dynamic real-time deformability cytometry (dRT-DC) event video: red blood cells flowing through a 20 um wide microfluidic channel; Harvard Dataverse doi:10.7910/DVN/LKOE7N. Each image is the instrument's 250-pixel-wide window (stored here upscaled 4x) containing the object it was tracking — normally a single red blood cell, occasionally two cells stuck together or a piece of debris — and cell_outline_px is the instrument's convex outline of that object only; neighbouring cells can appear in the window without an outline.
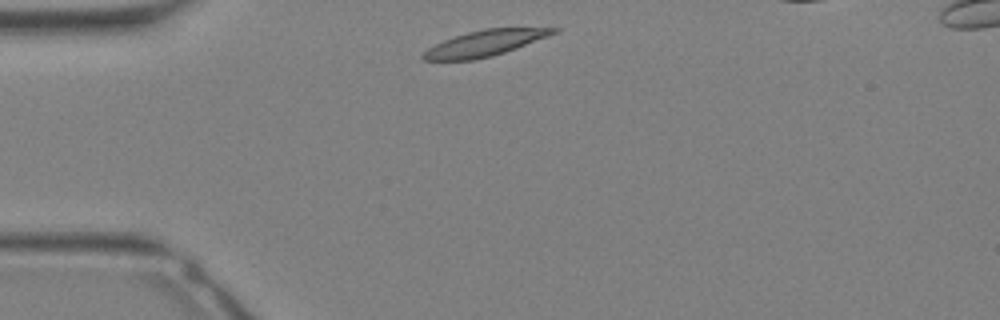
{"species": "Egyptian fruit bat (a non-hibernating species)", "species_latin": "Rousettus aegyptiacus", "temperature_condition": "warm", "stored_images_in_passage": 5, "camera_frame_rate_fps": 3000, "um_per_image_px": 0.085, "animal": {"sex": "female"}, "frame": {"image": 1, "passage_image": 1, "time_ms": 0.0, "image_size_px": [1000, 320], "cell_outline_px": [[560, 28], [556, 32], [548, 36], [516, 48], [492, 56], [472, 60], [424, 60], [420, 56], [428, 48], [444, 40], [468, 32], [484, 28]], "centroid_in_image_um": [41.19, 3.67], "position_along_channel_um": 43.8, "area_um2": 19.25}}
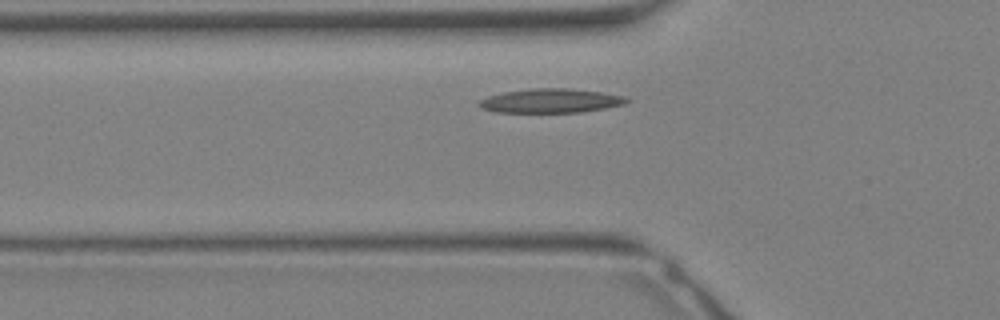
{"frame": {"image": 2, "passage_image": 4, "time_ms": 1.0, "image_size_px": [1000, 320], "cell_outline_px": [[632, 100], [624, 104], [604, 108], [580, 112], [496, 112], [480, 108], [476, 104], [480, 100], [488, 96], [504, 92], [528, 88], [568, 88], [600, 92], [624, 96]], "centroid_in_image_um": [46.78, 8.56], "position_along_channel_um": 79.0, "area_um2": 20.75}}